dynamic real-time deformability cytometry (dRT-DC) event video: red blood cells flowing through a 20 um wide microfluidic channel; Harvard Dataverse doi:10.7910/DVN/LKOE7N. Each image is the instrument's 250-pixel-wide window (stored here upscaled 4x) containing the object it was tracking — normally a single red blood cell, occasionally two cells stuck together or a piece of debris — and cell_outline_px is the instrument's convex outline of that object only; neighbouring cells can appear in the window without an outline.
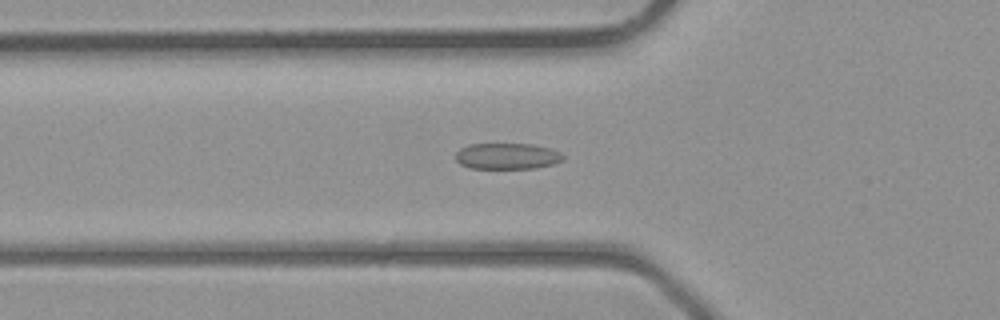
{"species": "common noctule bat (a hibernating species)", "species_latin": "Nyctalus noctula", "temperature_condition": "room temperature", "stored_images_in_passage": 37, "camera_frame_rate_fps": 3000, "um_per_image_px": 0.085, "animal": {"sex": "male", "body_mass_g": 23.1, "forearm_length_mm": 52.7}, "frame": {"image": 1, "passage_image": 9, "time_ms": 2.667, "image_size_px": [1000, 320], "cell_outline_px": [[564, 160], [552, 164], [536, 168], [468, 168], [460, 164], [456, 160], [456, 152], [460, 148], [468, 144], [532, 144], [548, 148], [560, 152], [564, 156]], "centroid_in_image_um": [43.09, 13.27], "position_along_channel_um": 82.7, "area_um2": 16.36}}
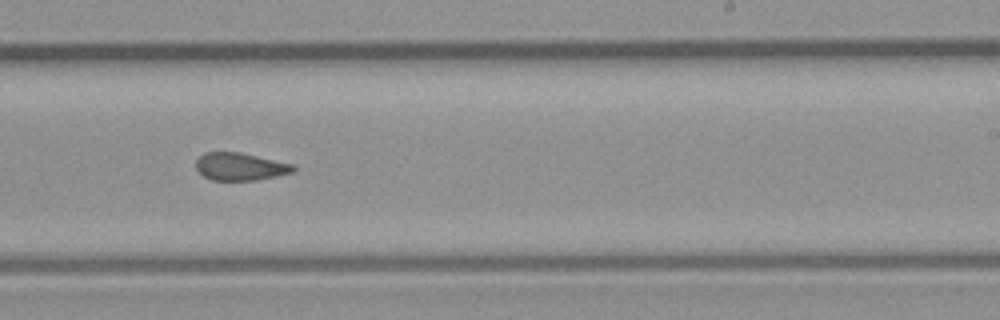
{"frame": {"image": 2, "passage_image": 20, "time_ms": 6.333, "image_size_px": [1000, 320], "cell_outline_px": [[296, 168], [292, 172], [256, 180], [212, 180], [204, 176], [196, 168], [196, 160], [204, 152], [240, 152], [292, 164]], "centroid_in_image_um": [20.38, 14.15], "position_along_channel_um": 268.6, "area_um2": 15.43}}
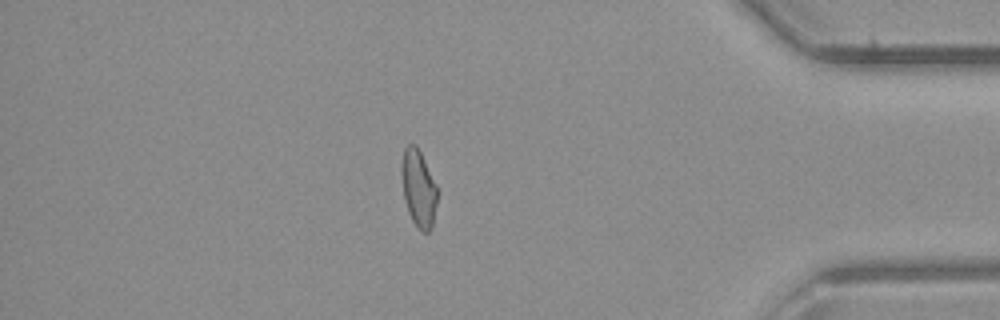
{"frame": {"image": 3, "passage_image": 30, "time_ms": 9.667, "image_size_px": [1000, 320], "cell_outline_px": [[436, 204], [432, 228], [428, 232], [420, 232], [412, 220], [408, 212], [404, 200], [400, 172], [400, 168], [404, 148], [408, 144], [416, 144], [436, 184]], "centroid_in_image_um": [35.54, 16.01], "position_along_channel_um": 399.7, "area_um2": 16.13}}